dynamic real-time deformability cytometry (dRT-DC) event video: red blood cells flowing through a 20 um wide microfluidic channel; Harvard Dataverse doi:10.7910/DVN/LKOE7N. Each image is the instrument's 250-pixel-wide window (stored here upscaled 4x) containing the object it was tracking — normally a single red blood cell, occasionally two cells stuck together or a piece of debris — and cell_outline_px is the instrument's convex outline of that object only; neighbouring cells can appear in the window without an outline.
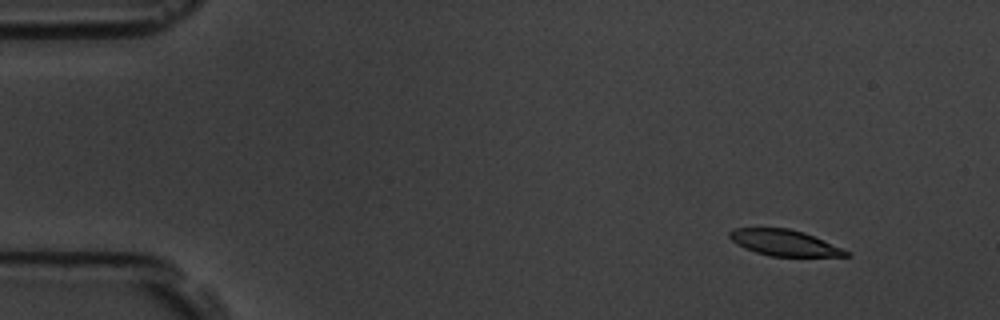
{"species": "common noctule bat (a hibernating species)", "species_latin": "Nyctalus noctula", "temperature_condition": "room temperature", "stored_images_in_passage": 4, "camera_frame_rate_fps": 3000, "um_per_image_px": 0.085, "animal": {"sex": "male", "body_mass_g": 19.5, "forearm_length_mm": 54.6}, "frame": {"image": 1, "passage_image": 1, "time_ms": 0.0, "image_size_px": [1000, 320], "cell_outline_px": [[852, 256], [772, 256], [756, 252], [744, 248], [736, 244], [728, 236], [728, 232], [732, 228], [788, 228], [804, 232], [852, 252]], "centroid_in_image_um": [66.67, 20.63], "position_along_channel_um": 18.3, "area_um2": 17.69}}
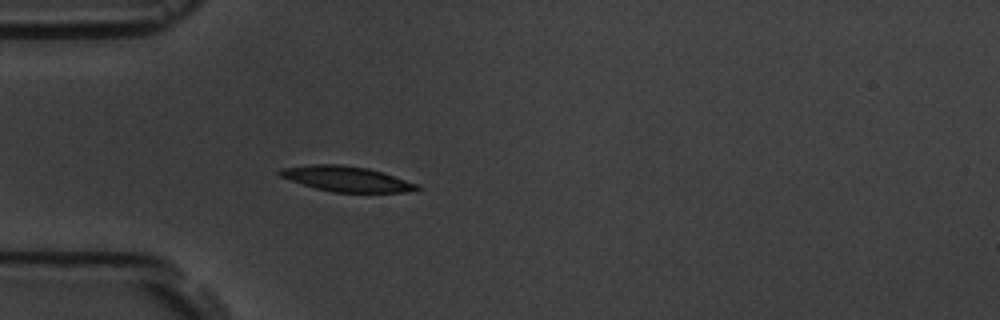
{"frame": {"image": 2, "passage_image": 4, "time_ms": 1.0, "image_size_px": [1000, 320], "cell_outline_px": [[420, 188], [404, 192], [336, 192], [316, 188], [280, 176], [276, 172], [280, 168], [312, 164], [336, 164], [368, 168], [420, 184]], "centroid_in_image_um": [29.45, 15.19], "position_along_channel_um": 55.6, "area_um2": 19.88}}